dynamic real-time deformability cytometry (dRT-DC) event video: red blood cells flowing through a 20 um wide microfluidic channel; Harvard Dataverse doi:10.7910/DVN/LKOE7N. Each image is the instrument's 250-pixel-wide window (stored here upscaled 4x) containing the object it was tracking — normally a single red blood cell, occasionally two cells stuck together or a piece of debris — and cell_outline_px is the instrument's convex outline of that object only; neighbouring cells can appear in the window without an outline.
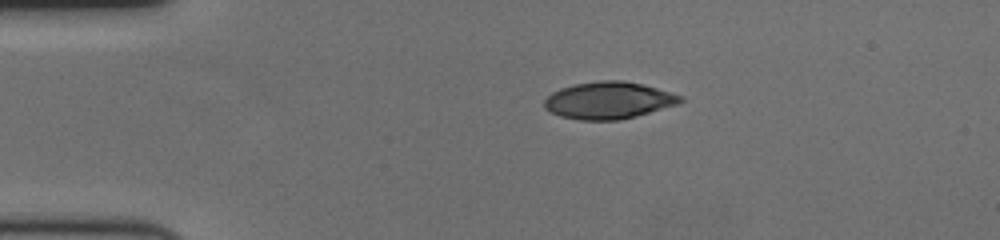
{"species": "human", "species_latin": "Homo sapiens", "temperature_condition": "cold", "stored_images_in_passage": 48, "camera_frame_rate_fps": 3000, "um_per_image_px": 0.085, "donor": {"sex": "female"}, "frame": {"image": 1, "passage_image": 1, "time_ms": 0.0, "image_size_px": [1000, 240], "cell_outline_px": [[684, 100], [680, 104], [636, 116], [620, 120], [580, 120], [560, 116], [544, 108], [544, 100], [552, 92], [560, 88], [572, 84], [600, 80], [624, 80], [656, 88], [684, 96]], "centroid_in_image_um": [51.74, 8.53], "position_along_channel_um": 33.3, "area_um2": 29.54}}
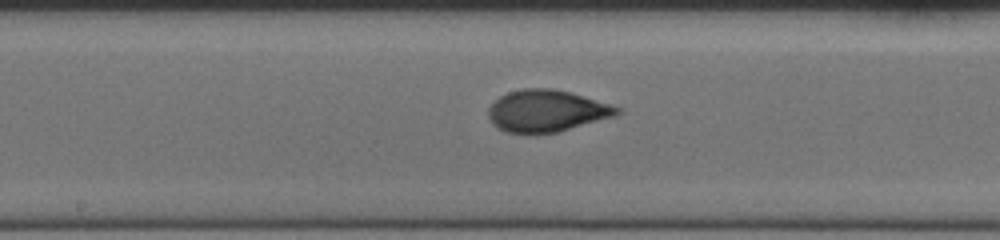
{"frame": {"image": 2, "passage_image": 20, "time_ms": 6.333, "image_size_px": [1000, 240], "cell_outline_px": [[624, 112], [616, 116], [556, 132], [508, 132], [492, 124], [488, 116], [488, 108], [500, 96], [508, 92], [524, 88], [552, 88], [572, 92], [624, 108]], "centroid_in_image_um": [46.53, 9.4], "position_along_channel_um": 201.7, "area_um2": 31.33}}
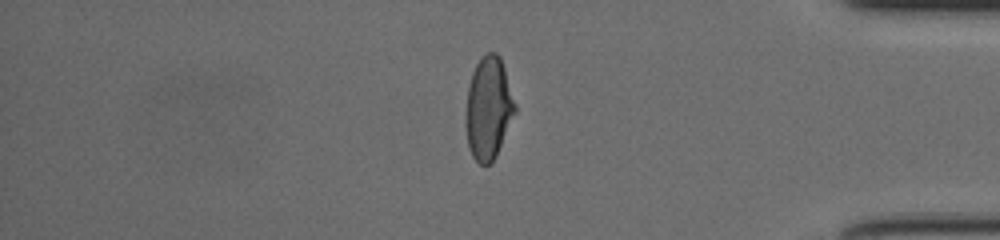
{"frame": {"image": 3, "passage_image": 39, "time_ms": 12.667, "image_size_px": [1000, 240], "cell_outline_px": [[516, 112], [496, 156], [492, 164], [480, 164], [472, 156], [468, 148], [464, 124], [464, 120], [468, 84], [472, 72], [476, 64], [488, 52], [496, 52], [500, 56], [516, 104]], "centroid_in_image_um": [41.5, 9.23], "position_along_channel_um": 393.7, "area_um2": 29.77}, "authors_computed_cell_mechanics": {"area_um2": 30.5473, "velocity_mm_per_s": 3.457, "shape_relaxation_time_tau1_ms": 4.5181, "shape_relaxation_time_tau2_ms": 0.9752, "deformation_change_tau1": 0.1745, "deformation_change_tau2": 0.0617}}